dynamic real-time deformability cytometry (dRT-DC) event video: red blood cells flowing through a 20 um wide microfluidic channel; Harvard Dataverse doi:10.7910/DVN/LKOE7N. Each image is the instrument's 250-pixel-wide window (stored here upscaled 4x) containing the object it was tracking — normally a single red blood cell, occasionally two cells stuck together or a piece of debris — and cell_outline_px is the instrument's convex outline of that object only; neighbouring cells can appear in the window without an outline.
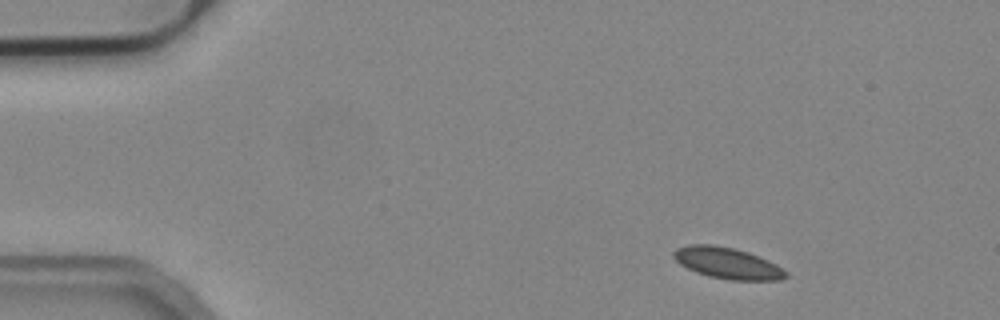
{"species": "common noctule bat (a hibernating species)", "species_latin": "Nyctalus noctula", "temperature_condition": "cold", "stored_images_in_passage": 48, "camera_frame_rate_fps": 3000, "um_per_image_px": 0.085, "animal": {"sex": "male", "body_mass_g": 19.2, "forearm_length_mm": 51.8}, "frame": {"image": 1, "passage_image": 1, "time_ms": 0.0, "image_size_px": [1000, 320], "cell_outline_px": [[788, 276], [780, 280], [732, 280], [708, 276], [696, 272], [680, 264], [672, 256], [672, 252], [676, 248], [688, 244], [712, 244], [732, 248], [748, 252], [768, 260], [776, 264], [788, 272]], "centroid_in_image_um": [61.82, 22.36], "position_along_channel_um": 23.2, "area_um2": 20.46}}
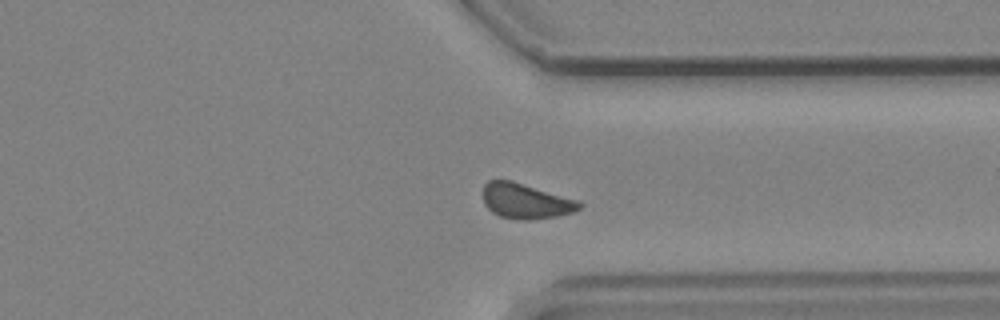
{"frame": {"image": 2, "passage_image": 35, "time_ms": 11.333, "image_size_px": [1000, 320], "cell_outline_px": [[584, 204], [580, 208], [572, 212], [556, 216], [528, 220], [520, 220], [500, 216], [492, 212], [484, 204], [484, 184], [488, 180], [512, 180], [580, 200]], "centroid_in_image_um": [44.71, 17.08], "position_along_channel_um": 366.7, "area_um2": 19.88}}
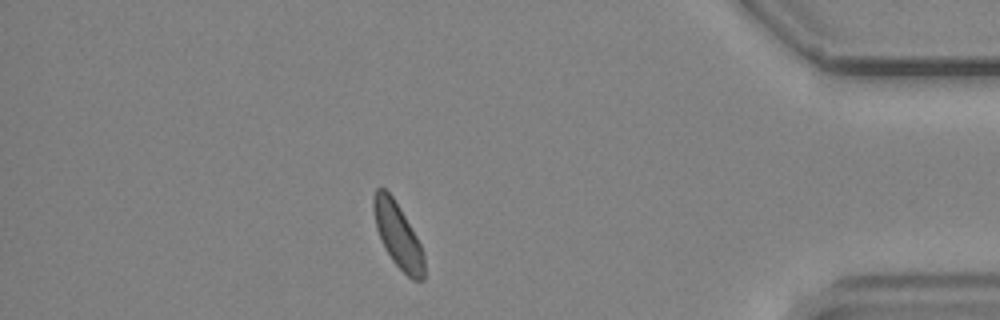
{"frame": {"image": 3, "passage_image": 41, "time_ms": 13.333, "image_size_px": [1000, 320], "cell_outline_px": [[424, 280], [412, 280], [392, 260], [384, 248], [376, 228], [372, 208], [372, 200], [376, 188], [380, 184], [392, 196], [416, 236], [420, 244], [424, 256]], "centroid_in_image_um": [33.79, 19.98], "position_along_channel_um": 401.4, "area_um2": 18.96}, "authors_computed_cell_mechanics": {"area_um2": 19.7965, "velocity_mm_per_s": 3.7647, "shape_relaxation_time_tau1_ms": null, "shape_relaxation_time_tau2_ms": 9.3959, "deformation_change_tau1": null, "deformation_change_tau2": 0.0918}}